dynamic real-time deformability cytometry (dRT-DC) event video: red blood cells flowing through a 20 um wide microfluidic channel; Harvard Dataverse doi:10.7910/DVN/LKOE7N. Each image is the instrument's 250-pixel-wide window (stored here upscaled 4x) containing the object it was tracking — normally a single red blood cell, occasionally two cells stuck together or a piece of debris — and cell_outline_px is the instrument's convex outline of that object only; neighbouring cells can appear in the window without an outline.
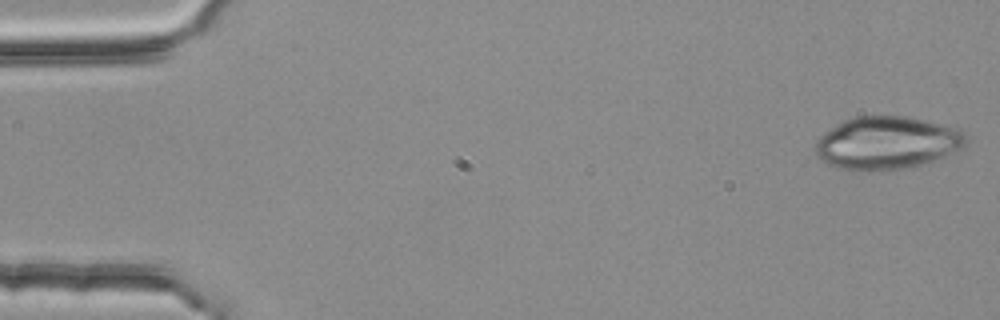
{"species": "common noctule bat (a hibernating species)", "species_latin": "Nyctalus noctula", "temperature_condition": "room temperature", "stored_images_in_passage": 53, "camera_frame_rate_fps": 3000, "um_per_image_px": 0.085, "animal": {"sex": "female", "body_mass_g": 25.1}, "frame": {"image": 1, "passage_image": 1, "time_ms": 0.0, "image_size_px": [1000, 320], "cell_outline_px": [[968, 144], [944, 156], [920, 164], [904, 168], [836, 168], [820, 160], [816, 156], [816, 140], [824, 132], [844, 120], [852, 116], [904, 116], [960, 128], [968, 132]], "centroid_in_image_um": [75.41, 12.1], "position_along_channel_um": 9.6, "area_um2": 45.66}}
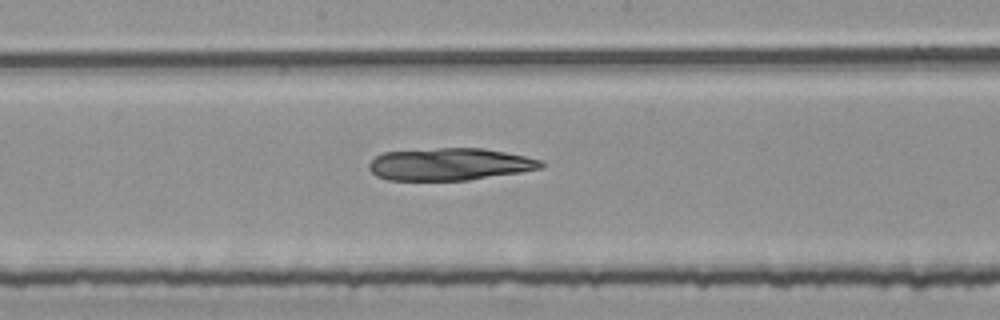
{"frame": {"image": 2, "passage_image": 28, "time_ms": 9.0, "image_size_px": [1000, 320], "cell_outline_px": [[544, 164], [540, 168], [520, 172], [468, 180], [388, 180], [376, 176], [368, 168], [368, 164], [376, 156], [384, 152], [440, 148], [484, 148], [524, 156], [540, 160]], "centroid_in_image_um": [38.18, 13.96], "position_along_channel_um": 210.0, "area_um2": 32.14}}
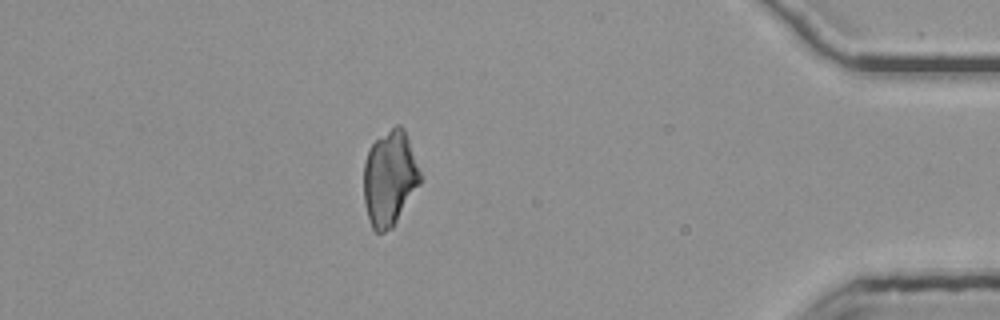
{"frame": {"image": 3, "passage_image": 47, "time_ms": 15.333, "image_size_px": [1000, 320], "cell_outline_px": [[424, 180], [392, 228], [384, 232], [376, 232], [372, 228], [364, 204], [364, 164], [368, 152], [372, 144], [376, 140], [396, 124], [400, 124], [404, 128], [424, 176]], "centroid_in_image_um": [33.17, 15.15], "position_along_channel_um": 402.0, "area_um2": 31.79}}